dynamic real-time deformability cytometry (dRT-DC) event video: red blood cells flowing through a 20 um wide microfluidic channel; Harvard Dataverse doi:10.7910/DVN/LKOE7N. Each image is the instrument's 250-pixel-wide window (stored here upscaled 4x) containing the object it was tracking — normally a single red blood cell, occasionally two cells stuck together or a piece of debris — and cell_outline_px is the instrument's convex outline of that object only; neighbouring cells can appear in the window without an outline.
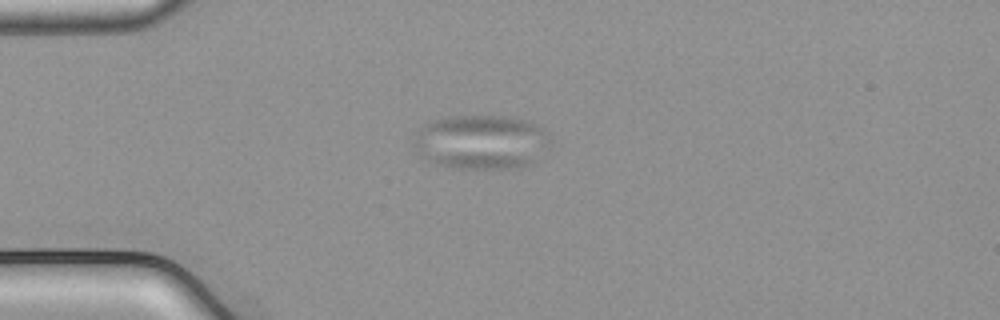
{"species": "common noctule bat (a hibernating species)", "species_latin": "Nyctalus noctula", "temperature_condition": "cold", "stored_images_in_passage": 13, "camera_frame_rate_fps": 3000, "um_per_image_px": 0.085, "animal": {"sex": "male", "body_mass_g": 21.5, "forearm_length_mm": 52.0}, "frame": {"image": 1, "passage_image": 1, "time_ms": 0.0, "image_size_px": [1000, 320], "cell_outline_px": [[552, 140], [528, 164], [516, 168], [456, 168], [440, 164], [428, 160], [420, 152], [416, 144], [416, 128], [432, 120], [448, 116], [512, 116], [536, 124], [544, 128], [548, 132]], "centroid_in_image_um": [40.91, 12.03], "position_along_channel_um": 44.1, "area_um2": 42.71}}